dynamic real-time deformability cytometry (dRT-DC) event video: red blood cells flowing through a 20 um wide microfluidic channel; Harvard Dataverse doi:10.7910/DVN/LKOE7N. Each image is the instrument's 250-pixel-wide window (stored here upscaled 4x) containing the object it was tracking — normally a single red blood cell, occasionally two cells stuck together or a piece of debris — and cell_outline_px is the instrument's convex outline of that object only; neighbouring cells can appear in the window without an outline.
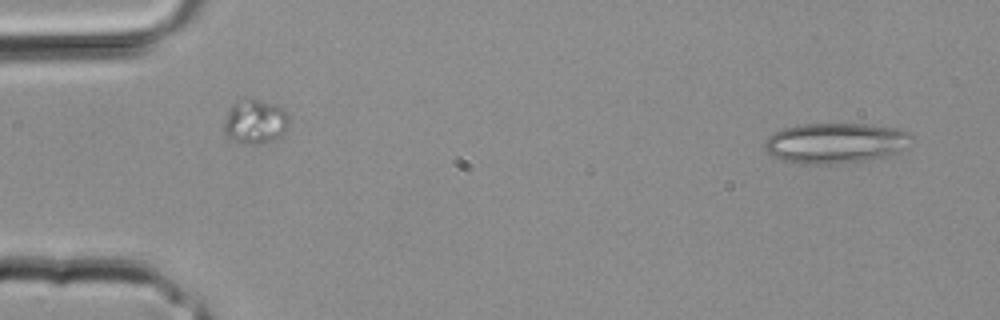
{"species": "common noctule bat (a hibernating species)", "species_latin": "Nyctalus noctula", "temperature_condition": "room temperature", "stored_images_in_passage": 11, "camera_frame_rate_fps": 3000, "um_per_image_px": 0.085, "animal": {"sex": "male", "body_mass_g": 20.4}, "frame": {"image": 1, "passage_image": 1, "time_ms": 0.0, "image_size_px": [1000, 320], "cell_outline_px": [[912, 136], [904, 148], [900, 152], [892, 156], [872, 160], [840, 164], [804, 164], [780, 160], [768, 152], [764, 148], [764, 140], [768, 136], [784, 128], [800, 124], [868, 124], [892, 128], [908, 132]], "centroid_in_image_um": [71.01, 12.18], "position_along_channel_um": 14.0, "area_um2": 34.85}}
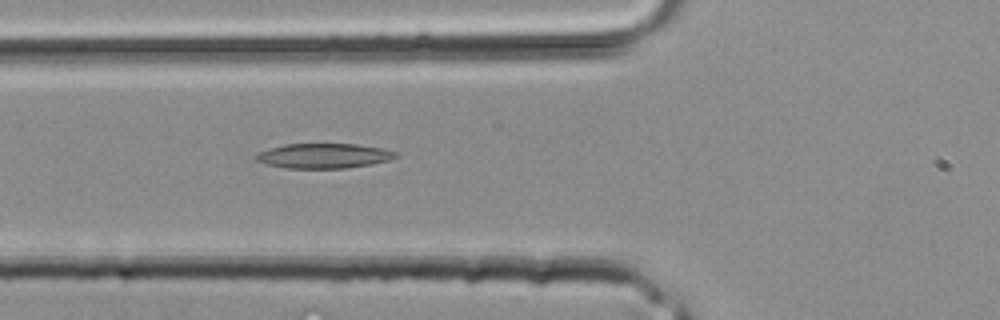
{"frame": {"image": 2, "passage_image": 11, "time_ms": 3.333, "image_size_px": [1000, 320], "cell_outline_px": [[400, 156], [388, 160], [372, 164], [344, 168], [284, 168], [264, 164], [256, 160], [252, 156], [268, 148], [284, 144], [356, 144], [380, 148], [396, 152]], "centroid_in_image_um": [27.47, 13.25], "position_along_channel_um": 98.3, "area_um2": 20.29}}